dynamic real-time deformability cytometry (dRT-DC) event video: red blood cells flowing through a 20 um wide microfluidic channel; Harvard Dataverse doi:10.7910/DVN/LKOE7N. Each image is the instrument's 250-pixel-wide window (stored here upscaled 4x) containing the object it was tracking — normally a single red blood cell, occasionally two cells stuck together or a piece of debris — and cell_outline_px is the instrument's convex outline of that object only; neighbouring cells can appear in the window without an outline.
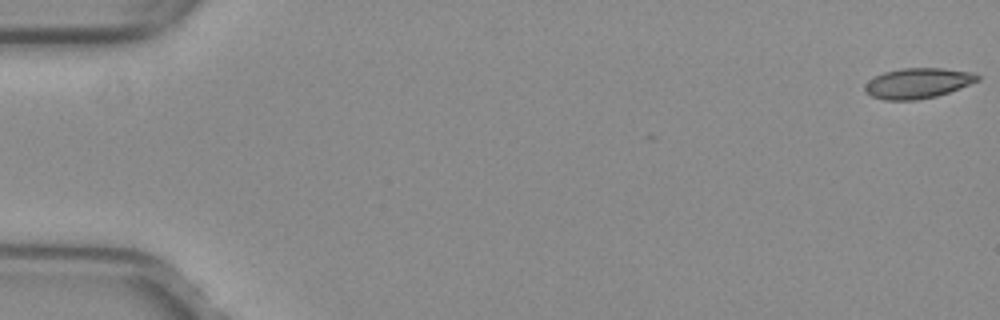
{"species": "common noctule bat (a hibernating species)", "species_latin": "Nyctalus noctula", "temperature_condition": "warm", "stored_images_in_passage": 48, "camera_frame_rate_fps": 3000, "um_per_image_px": 0.085, "animal": {"sex": "female", "body_mass_g": 29.2, "forearm_length_mm": 56.3}, "frame": {"image": 1, "passage_image": 1, "time_ms": 0.0, "image_size_px": [1000, 320], "cell_outline_px": [[980, 80], [948, 92], [936, 96], [916, 100], [884, 100], [872, 96], [864, 92], [864, 84], [868, 80], [884, 72], [900, 68], [944, 68], [972, 72], [980, 76]], "centroid_in_image_um": [77.98, 7.07], "position_along_channel_um": 7.0, "area_um2": 19.94}}
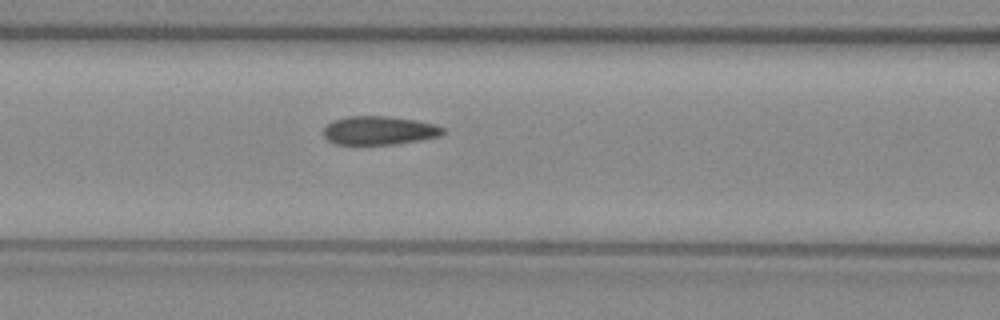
{"frame": {"image": 2, "passage_image": 23, "time_ms": 7.333, "image_size_px": [1000, 320], "cell_outline_px": [[444, 132], [440, 136], [420, 140], [392, 144], [336, 144], [328, 140], [324, 136], [324, 128], [332, 120], [348, 116], [388, 116], [416, 120], [436, 124], [444, 128]], "centroid_in_image_um": [32.24, 11.08], "position_along_channel_um": 134.4, "area_um2": 19.88}}
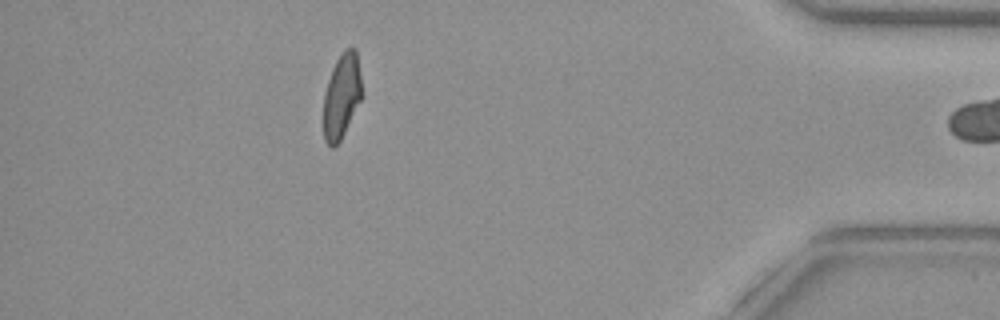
{"frame": {"image": 3, "passage_image": 47, "time_ms": 15.333, "image_size_px": [1000, 320], "cell_outline_px": [[360, 100], [340, 140], [332, 148], [324, 140], [324, 92], [332, 68], [336, 60], [344, 48], [356, 48], [360, 76]], "centroid_in_image_um": [29.01, 8.12], "position_along_channel_um": 406.2, "area_um2": 18.44}}